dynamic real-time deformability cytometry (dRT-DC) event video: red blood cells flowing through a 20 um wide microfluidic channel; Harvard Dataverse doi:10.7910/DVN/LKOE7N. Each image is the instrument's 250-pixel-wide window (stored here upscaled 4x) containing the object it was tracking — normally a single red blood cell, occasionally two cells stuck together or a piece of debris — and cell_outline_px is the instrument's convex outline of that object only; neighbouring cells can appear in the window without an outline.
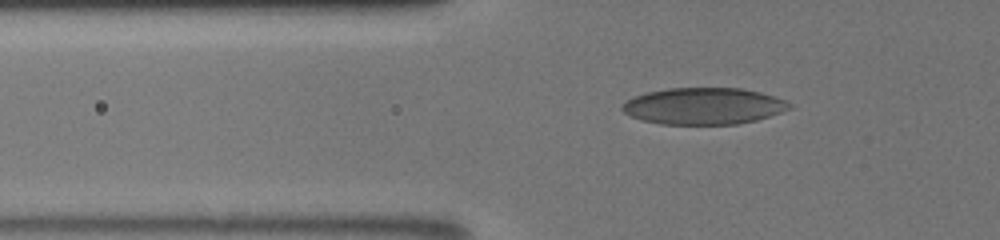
{"species": "human", "species_latin": "Homo sapiens", "temperature_condition": "room temperature", "stored_images_in_passage": 44, "camera_frame_rate_fps": 3000, "um_per_image_px": 0.085, "donor": {"sex": "male"}, "frame": {"image": 1, "passage_image": 6, "time_ms": 1.667, "image_size_px": [1000, 240], "cell_outline_px": [[792, 108], [756, 120], [736, 124], [660, 124], [640, 120], [624, 112], [620, 108], [628, 100], [636, 96], [648, 92], [668, 88], [744, 88], [760, 92], [788, 100], [792, 104]], "centroid_in_image_um": [59.84, 9.01], "position_along_channel_um": 66.0, "area_um2": 35.66}}
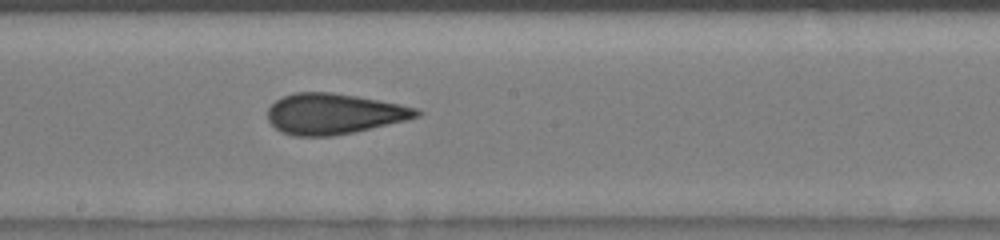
{"frame": {"image": 2, "passage_image": 20, "time_ms": 5.667, "image_size_px": [1000, 240], "cell_outline_px": [[424, 112], [420, 116], [404, 120], [352, 132], [332, 136], [296, 136], [280, 132], [268, 120], [268, 108], [276, 100], [284, 96], [296, 92], [332, 92], [356, 96], [400, 104], [416, 108]], "centroid_in_image_um": [28.36, 9.67], "position_along_channel_um": 219.8, "area_um2": 34.97}}
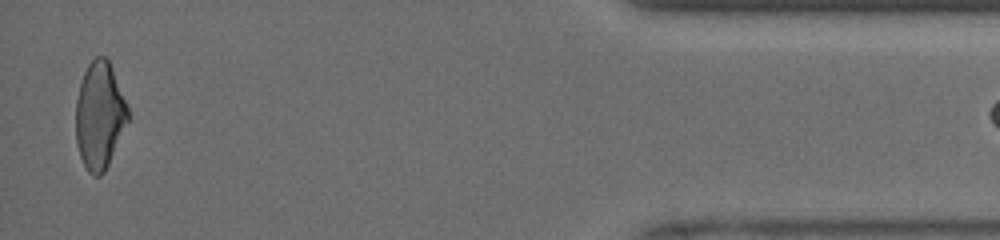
{"frame": {"image": 3, "passage_image": 43, "time_ms": 12.0, "image_size_px": [1000, 240], "cell_outline_px": [[128, 120], [108, 164], [104, 172], [100, 176], [92, 176], [88, 172], [80, 156], [76, 144], [76, 100], [80, 84], [84, 72], [88, 64], [96, 56], [104, 56], [108, 60], [128, 108]], "centroid_in_image_um": [8.43, 9.84], "position_along_channel_um": 426.8, "area_um2": 32.02}}